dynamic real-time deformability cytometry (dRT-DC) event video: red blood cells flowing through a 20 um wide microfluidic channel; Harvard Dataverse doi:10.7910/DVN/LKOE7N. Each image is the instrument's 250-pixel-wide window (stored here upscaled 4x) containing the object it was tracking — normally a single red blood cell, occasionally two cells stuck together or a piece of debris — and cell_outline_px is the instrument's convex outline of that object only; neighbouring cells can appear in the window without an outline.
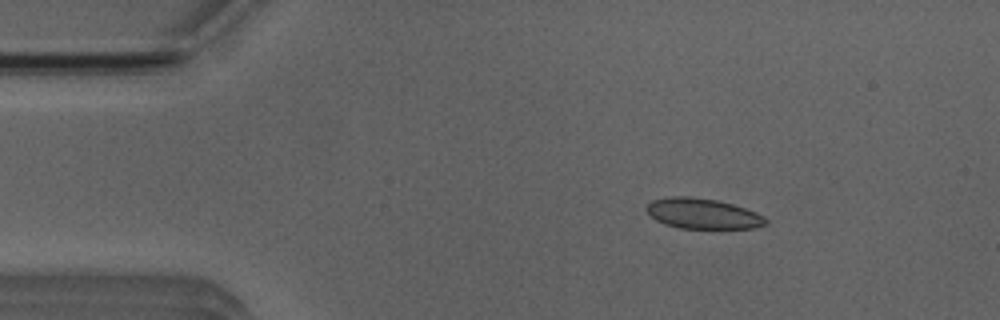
{"species": "Egyptian fruit bat (a non-hibernating species)", "species_latin": "Rousettus aegyptiacus", "temperature_condition": "room temperature", "stored_images_in_passage": 4, "camera_frame_rate_fps": 3000, "um_per_image_px": 0.085, "animal": {"sex": "male"}, "frame": {"image": 1, "passage_image": 2, "time_ms": 1.333, "image_size_px": [1000, 320], "cell_outline_px": [[768, 224], [752, 228], [680, 228], [664, 224], [656, 220], [644, 208], [652, 200], [672, 196], [688, 196], [716, 200], [732, 204], [756, 212], [764, 216], [768, 220]], "centroid_in_image_um": [59.73, 18.16], "position_along_channel_um": 25.3, "area_um2": 21.04}}